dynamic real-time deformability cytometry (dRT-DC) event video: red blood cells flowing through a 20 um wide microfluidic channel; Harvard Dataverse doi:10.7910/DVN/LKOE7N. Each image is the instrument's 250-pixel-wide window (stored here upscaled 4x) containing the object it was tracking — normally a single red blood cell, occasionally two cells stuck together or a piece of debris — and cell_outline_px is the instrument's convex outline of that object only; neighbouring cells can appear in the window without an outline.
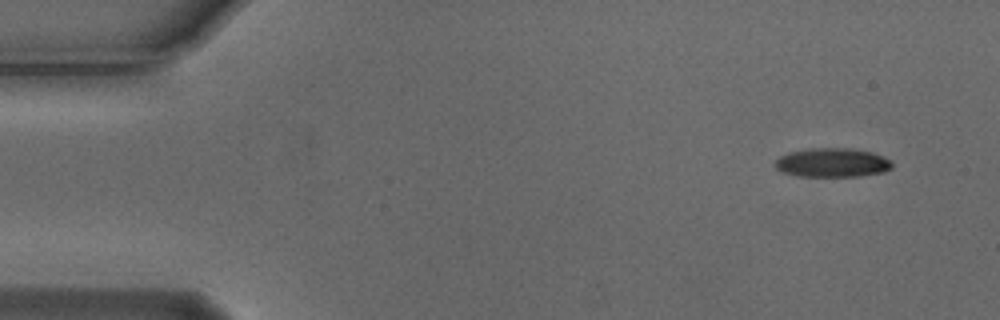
{"species": "Egyptian fruit bat (a non-hibernating species)", "species_latin": "Rousettus aegyptiacus", "temperature_condition": "cold", "stored_images_in_passage": 4, "camera_frame_rate_fps": 3000, "um_per_image_px": 0.085, "animal": {"sex": "male"}, "frame": {"image": 1, "passage_image": 1, "time_ms": 0.0, "image_size_px": [1000, 320], "cell_outline_px": [[892, 168], [884, 172], [860, 176], [796, 176], [780, 172], [772, 164], [780, 156], [788, 152], [808, 148], [848, 148], [872, 152], [884, 156], [892, 160]], "centroid_in_image_um": [70.72, 13.82], "position_along_channel_um": 14.3, "area_um2": 20.11}}
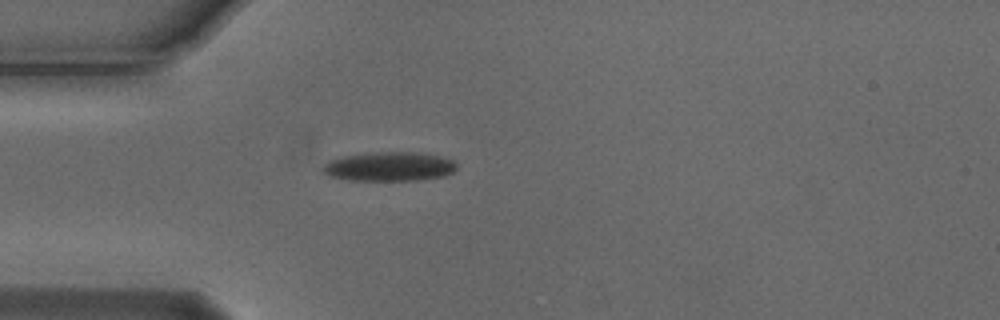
{"frame": {"image": 2, "passage_image": 4, "time_ms": 1.0, "image_size_px": [1000, 320], "cell_outline_px": [[456, 168], [452, 172], [444, 176], [420, 180], [348, 180], [332, 176], [324, 172], [324, 164], [332, 160], [344, 156], [388, 152], [412, 152], [440, 156], [456, 160]], "centroid_in_image_um": [33.17, 14.16], "position_along_channel_um": 51.8, "area_um2": 22.31}}